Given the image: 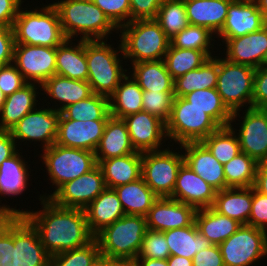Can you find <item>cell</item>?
Returning a JSON list of instances; mask_svg holds the SVG:
<instances>
[{
    "mask_svg": "<svg viewBox=\"0 0 267 266\" xmlns=\"http://www.w3.org/2000/svg\"><path fill=\"white\" fill-rule=\"evenodd\" d=\"M122 119L136 151H158L161 141L167 137L166 123L148 112L133 113Z\"/></svg>",
    "mask_w": 267,
    "mask_h": 266,
    "instance_id": "18",
    "label": "cell"
},
{
    "mask_svg": "<svg viewBox=\"0 0 267 266\" xmlns=\"http://www.w3.org/2000/svg\"><path fill=\"white\" fill-rule=\"evenodd\" d=\"M35 83H27L6 97L0 110V131H10L27 113L36 107L38 92Z\"/></svg>",
    "mask_w": 267,
    "mask_h": 266,
    "instance_id": "30",
    "label": "cell"
},
{
    "mask_svg": "<svg viewBox=\"0 0 267 266\" xmlns=\"http://www.w3.org/2000/svg\"><path fill=\"white\" fill-rule=\"evenodd\" d=\"M106 188L100 166L66 182L49 199L66 208L85 209Z\"/></svg>",
    "mask_w": 267,
    "mask_h": 266,
    "instance_id": "13",
    "label": "cell"
},
{
    "mask_svg": "<svg viewBox=\"0 0 267 266\" xmlns=\"http://www.w3.org/2000/svg\"><path fill=\"white\" fill-rule=\"evenodd\" d=\"M170 256L165 234L148 229L144 235L137 257L167 260Z\"/></svg>",
    "mask_w": 267,
    "mask_h": 266,
    "instance_id": "48",
    "label": "cell"
},
{
    "mask_svg": "<svg viewBox=\"0 0 267 266\" xmlns=\"http://www.w3.org/2000/svg\"><path fill=\"white\" fill-rule=\"evenodd\" d=\"M147 230L145 216L125 214L104 227L94 238L98 242L100 255L118 262H133Z\"/></svg>",
    "mask_w": 267,
    "mask_h": 266,
    "instance_id": "3",
    "label": "cell"
},
{
    "mask_svg": "<svg viewBox=\"0 0 267 266\" xmlns=\"http://www.w3.org/2000/svg\"><path fill=\"white\" fill-rule=\"evenodd\" d=\"M252 206V187H229L217 191L212 208L242 225H248Z\"/></svg>",
    "mask_w": 267,
    "mask_h": 266,
    "instance_id": "28",
    "label": "cell"
},
{
    "mask_svg": "<svg viewBox=\"0 0 267 266\" xmlns=\"http://www.w3.org/2000/svg\"><path fill=\"white\" fill-rule=\"evenodd\" d=\"M129 77L126 75L109 97L110 114L114 118L122 119L127 115L143 111V90L133 77Z\"/></svg>",
    "mask_w": 267,
    "mask_h": 266,
    "instance_id": "36",
    "label": "cell"
},
{
    "mask_svg": "<svg viewBox=\"0 0 267 266\" xmlns=\"http://www.w3.org/2000/svg\"><path fill=\"white\" fill-rule=\"evenodd\" d=\"M168 266H193L192 259L185 258L178 255L170 256L167 259Z\"/></svg>",
    "mask_w": 267,
    "mask_h": 266,
    "instance_id": "62",
    "label": "cell"
},
{
    "mask_svg": "<svg viewBox=\"0 0 267 266\" xmlns=\"http://www.w3.org/2000/svg\"><path fill=\"white\" fill-rule=\"evenodd\" d=\"M218 246L224 266H249L267 254V232L242 225Z\"/></svg>",
    "mask_w": 267,
    "mask_h": 266,
    "instance_id": "11",
    "label": "cell"
},
{
    "mask_svg": "<svg viewBox=\"0 0 267 266\" xmlns=\"http://www.w3.org/2000/svg\"><path fill=\"white\" fill-rule=\"evenodd\" d=\"M218 58L210 57L199 68L174 79V97H184L194 90L216 88Z\"/></svg>",
    "mask_w": 267,
    "mask_h": 266,
    "instance_id": "37",
    "label": "cell"
},
{
    "mask_svg": "<svg viewBox=\"0 0 267 266\" xmlns=\"http://www.w3.org/2000/svg\"><path fill=\"white\" fill-rule=\"evenodd\" d=\"M112 45L103 40H86V61L88 66V80L94 94L110 97L127 70L122 68L118 52ZM125 71V72H124Z\"/></svg>",
    "mask_w": 267,
    "mask_h": 266,
    "instance_id": "6",
    "label": "cell"
},
{
    "mask_svg": "<svg viewBox=\"0 0 267 266\" xmlns=\"http://www.w3.org/2000/svg\"><path fill=\"white\" fill-rule=\"evenodd\" d=\"M196 212L197 209L191 205L170 197H159L145 216L147 228L164 232L188 227L195 222Z\"/></svg>",
    "mask_w": 267,
    "mask_h": 266,
    "instance_id": "15",
    "label": "cell"
},
{
    "mask_svg": "<svg viewBox=\"0 0 267 266\" xmlns=\"http://www.w3.org/2000/svg\"><path fill=\"white\" fill-rule=\"evenodd\" d=\"M234 134L235 130L232 125L220 127L206 137L202 143L222 165H225L241 152L239 139Z\"/></svg>",
    "mask_w": 267,
    "mask_h": 266,
    "instance_id": "43",
    "label": "cell"
},
{
    "mask_svg": "<svg viewBox=\"0 0 267 266\" xmlns=\"http://www.w3.org/2000/svg\"><path fill=\"white\" fill-rule=\"evenodd\" d=\"M164 0H130V22L155 19Z\"/></svg>",
    "mask_w": 267,
    "mask_h": 266,
    "instance_id": "53",
    "label": "cell"
},
{
    "mask_svg": "<svg viewBox=\"0 0 267 266\" xmlns=\"http://www.w3.org/2000/svg\"><path fill=\"white\" fill-rule=\"evenodd\" d=\"M184 148V163L217 191L226 189L224 166L202 142H188Z\"/></svg>",
    "mask_w": 267,
    "mask_h": 266,
    "instance_id": "22",
    "label": "cell"
},
{
    "mask_svg": "<svg viewBox=\"0 0 267 266\" xmlns=\"http://www.w3.org/2000/svg\"><path fill=\"white\" fill-rule=\"evenodd\" d=\"M163 233L171 256L193 259L196 253L213 245L198 232L195 222L188 227L170 229Z\"/></svg>",
    "mask_w": 267,
    "mask_h": 266,
    "instance_id": "35",
    "label": "cell"
},
{
    "mask_svg": "<svg viewBox=\"0 0 267 266\" xmlns=\"http://www.w3.org/2000/svg\"><path fill=\"white\" fill-rule=\"evenodd\" d=\"M42 159L51 182L56 186L51 195L40 196L43 198H50L66 182L89 172L97 165L93 151L64 147L56 143L44 149Z\"/></svg>",
    "mask_w": 267,
    "mask_h": 266,
    "instance_id": "9",
    "label": "cell"
},
{
    "mask_svg": "<svg viewBox=\"0 0 267 266\" xmlns=\"http://www.w3.org/2000/svg\"><path fill=\"white\" fill-rule=\"evenodd\" d=\"M108 120H70L62 114L55 143L64 147L95 152Z\"/></svg>",
    "mask_w": 267,
    "mask_h": 266,
    "instance_id": "16",
    "label": "cell"
},
{
    "mask_svg": "<svg viewBox=\"0 0 267 266\" xmlns=\"http://www.w3.org/2000/svg\"><path fill=\"white\" fill-rule=\"evenodd\" d=\"M92 1L109 17V19L118 28L124 24L130 23V0Z\"/></svg>",
    "mask_w": 267,
    "mask_h": 266,
    "instance_id": "50",
    "label": "cell"
},
{
    "mask_svg": "<svg viewBox=\"0 0 267 266\" xmlns=\"http://www.w3.org/2000/svg\"><path fill=\"white\" fill-rule=\"evenodd\" d=\"M195 224L198 232L213 245H219L242 226L238 221L219 214L212 207L198 209Z\"/></svg>",
    "mask_w": 267,
    "mask_h": 266,
    "instance_id": "31",
    "label": "cell"
},
{
    "mask_svg": "<svg viewBox=\"0 0 267 266\" xmlns=\"http://www.w3.org/2000/svg\"><path fill=\"white\" fill-rule=\"evenodd\" d=\"M184 98L192 106L207 113L220 127L231 125L232 112L223 103L216 88L194 90L185 95Z\"/></svg>",
    "mask_w": 267,
    "mask_h": 266,
    "instance_id": "38",
    "label": "cell"
},
{
    "mask_svg": "<svg viewBox=\"0 0 267 266\" xmlns=\"http://www.w3.org/2000/svg\"><path fill=\"white\" fill-rule=\"evenodd\" d=\"M5 99H6V96L3 94V92L0 89V110L2 108V105H3L4 101H5Z\"/></svg>",
    "mask_w": 267,
    "mask_h": 266,
    "instance_id": "65",
    "label": "cell"
},
{
    "mask_svg": "<svg viewBox=\"0 0 267 266\" xmlns=\"http://www.w3.org/2000/svg\"><path fill=\"white\" fill-rule=\"evenodd\" d=\"M14 246L17 266H49L50 254L38 232L23 215H14Z\"/></svg>",
    "mask_w": 267,
    "mask_h": 266,
    "instance_id": "19",
    "label": "cell"
},
{
    "mask_svg": "<svg viewBox=\"0 0 267 266\" xmlns=\"http://www.w3.org/2000/svg\"><path fill=\"white\" fill-rule=\"evenodd\" d=\"M118 263V261L99 255L91 264V266H116Z\"/></svg>",
    "mask_w": 267,
    "mask_h": 266,
    "instance_id": "63",
    "label": "cell"
},
{
    "mask_svg": "<svg viewBox=\"0 0 267 266\" xmlns=\"http://www.w3.org/2000/svg\"><path fill=\"white\" fill-rule=\"evenodd\" d=\"M220 126L203 110L192 106L184 97H174L169 120L166 122L167 137L180 145L202 142Z\"/></svg>",
    "mask_w": 267,
    "mask_h": 266,
    "instance_id": "7",
    "label": "cell"
},
{
    "mask_svg": "<svg viewBox=\"0 0 267 266\" xmlns=\"http://www.w3.org/2000/svg\"><path fill=\"white\" fill-rule=\"evenodd\" d=\"M22 0H0V25L13 27Z\"/></svg>",
    "mask_w": 267,
    "mask_h": 266,
    "instance_id": "57",
    "label": "cell"
},
{
    "mask_svg": "<svg viewBox=\"0 0 267 266\" xmlns=\"http://www.w3.org/2000/svg\"><path fill=\"white\" fill-rule=\"evenodd\" d=\"M99 255V245L94 238L83 247L51 255L49 266H91Z\"/></svg>",
    "mask_w": 267,
    "mask_h": 266,
    "instance_id": "46",
    "label": "cell"
},
{
    "mask_svg": "<svg viewBox=\"0 0 267 266\" xmlns=\"http://www.w3.org/2000/svg\"><path fill=\"white\" fill-rule=\"evenodd\" d=\"M14 45L13 28L0 25V66L13 63Z\"/></svg>",
    "mask_w": 267,
    "mask_h": 266,
    "instance_id": "55",
    "label": "cell"
},
{
    "mask_svg": "<svg viewBox=\"0 0 267 266\" xmlns=\"http://www.w3.org/2000/svg\"><path fill=\"white\" fill-rule=\"evenodd\" d=\"M13 62L27 83L41 86L55 75L56 47L15 44Z\"/></svg>",
    "mask_w": 267,
    "mask_h": 266,
    "instance_id": "12",
    "label": "cell"
},
{
    "mask_svg": "<svg viewBox=\"0 0 267 266\" xmlns=\"http://www.w3.org/2000/svg\"><path fill=\"white\" fill-rule=\"evenodd\" d=\"M134 80L143 91L174 92V79L164 59L132 63Z\"/></svg>",
    "mask_w": 267,
    "mask_h": 266,
    "instance_id": "32",
    "label": "cell"
},
{
    "mask_svg": "<svg viewBox=\"0 0 267 266\" xmlns=\"http://www.w3.org/2000/svg\"><path fill=\"white\" fill-rule=\"evenodd\" d=\"M155 20L169 39L189 25L184 0H164Z\"/></svg>",
    "mask_w": 267,
    "mask_h": 266,
    "instance_id": "44",
    "label": "cell"
},
{
    "mask_svg": "<svg viewBox=\"0 0 267 266\" xmlns=\"http://www.w3.org/2000/svg\"><path fill=\"white\" fill-rule=\"evenodd\" d=\"M252 108L267 109V67L256 68L254 74Z\"/></svg>",
    "mask_w": 267,
    "mask_h": 266,
    "instance_id": "54",
    "label": "cell"
},
{
    "mask_svg": "<svg viewBox=\"0 0 267 266\" xmlns=\"http://www.w3.org/2000/svg\"><path fill=\"white\" fill-rule=\"evenodd\" d=\"M119 29L124 59L131 58V63L164 59L170 39L155 19L134 20Z\"/></svg>",
    "mask_w": 267,
    "mask_h": 266,
    "instance_id": "4",
    "label": "cell"
},
{
    "mask_svg": "<svg viewBox=\"0 0 267 266\" xmlns=\"http://www.w3.org/2000/svg\"><path fill=\"white\" fill-rule=\"evenodd\" d=\"M267 24L262 12L255 1L233 0L227 12L224 26L217 34L226 42L229 38H236L255 32Z\"/></svg>",
    "mask_w": 267,
    "mask_h": 266,
    "instance_id": "20",
    "label": "cell"
},
{
    "mask_svg": "<svg viewBox=\"0 0 267 266\" xmlns=\"http://www.w3.org/2000/svg\"><path fill=\"white\" fill-rule=\"evenodd\" d=\"M44 92L54 100L60 101L62 106L57 108L60 112L67 106L86 99L93 94L87 81L73 80L59 75L47 79L42 85Z\"/></svg>",
    "mask_w": 267,
    "mask_h": 266,
    "instance_id": "33",
    "label": "cell"
},
{
    "mask_svg": "<svg viewBox=\"0 0 267 266\" xmlns=\"http://www.w3.org/2000/svg\"><path fill=\"white\" fill-rule=\"evenodd\" d=\"M183 163V154L169 149L142 152L141 177L158 197H170Z\"/></svg>",
    "mask_w": 267,
    "mask_h": 266,
    "instance_id": "10",
    "label": "cell"
},
{
    "mask_svg": "<svg viewBox=\"0 0 267 266\" xmlns=\"http://www.w3.org/2000/svg\"><path fill=\"white\" fill-rule=\"evenodd\" d=\"M245 113L237 135L241 152L258 163L267 161V109L248 108Z\"/></svg>",
    "mask_w": 267,
    "mask_h": 266,
    "instance_id": "17",
    "label": "cell"
},
{
    "mask_svg": "<svg viewBox=\"0 0 267 266\" xmlns=\"http://www.w3.org/2000/svg\"><path fill=\"white\" fill-rule=\"evenodd\" d=\"M267 195L257 192L252 186V206L248 225L267 232Z\"/></svg>",
    "mask_w": 267,
    "mask_h": 266,
    "instance_id": "52",
    "label": "cell"
},
{
    "mask_svg": "<svg viewBox=\"0 0 267 266\" xmlns=\"http://www.w3.org/2000/svg\"><path fill=\"white\" fill-rule=\"evenodd\" d=\"M12 28L15 44L57 47L66 39L58 11L52 4L41 10L19 9Z\"/></svg>",
    "mask_w": 267,
    "mask_h": 266,
    "instance_id": "5",
    "label": "cell"
},
{
    "mask_svg": "<svg viewBox=\"0 0 267 266\" xmlns=\"http://www.w3.org/2000/svg\"><path fill=\"white\" fill-rule=\"evenodd\" d=\"M116 266H135L132 262H119Z\"/></svg>",
    "mask_w": 267,
    "mask_h": 266,
    "instance_id": "66",
    "label": "cell"
},
{
    "mask_svg": "<svg viewBox=\"0 0 267 266\" xmlns=\"http://www.w3.org/2000/svg\"><path fill=\"white\" fill-rule=\"evenodd\" d=\"M126 215L146 216L159 198L144 182L143 178L113 188Z\"/></svg>",
    "mask_w": 267,
    "mask_h": 266,
    "instance_id": "34",
    "label": "cell"
},
{
    "mask_svg": "<svg viewBox=\"0 0 267 266\" xmlns=\"http://www.w3.org/2000/svg\"><path fill=\"white\" fill-rule=\"evenodd\" d=\"M193 266H224L223 257L218 245L201 250L192 259Z\"/></svg>",
    "mask_w": 267,
    "mask_h": 266,
    "instance_id": "56",
    "label": "cell"
},
{
    "mask_svg": "<svg viewBox=\"0 0 267 266\" xmlns=\"http://www.w3.org/2000/svg\"><path fill=\"white\" fill-rule=\"evenodd\" d=\"M52 5L58 11L67 39L79 33L82 40H103L119 29L92 0H61Z\"/></svg>",
    "mask_w": 267,
    "mask_h": 266,
    "instance_id": "2",
    "label": "cell"
},
{
    "mask_svg": "<svg viewBox=\"0 0 267 266\" xmlns=\"http://www.w3.org/2000/svg\"><path fill=\"white\" fill-rule=\"evenodd\" d=\"M27 169L25 161L18 152L4 160L0 166V195H21L28 184Z\"/></svg>",
    "mask_w": 267,
    "mask_h": 266,
    "instance_id": "39",
    "label": "cell"
},
{
    "mask_svg": "<svg viewBox=\"0 0 267 266\" xmlns=\"http://www.w3.org/2000/svg\"><path fill=\"white\" fill-rule=\"evenodd\" d=\"M210 56L204 52L193 49H181L169 45L164 62L173 79L202 66Z\"/></svg>",
    "mask_w": 267,
    "mask_h": 266,
    "instance_id": "41",
    "label": "cell"
},
{
    "mask_svg": "<svg viewBox=\"0 0 267 266\" xmlns=\"http://www.w3.org/2000/svg\"><path fill=\"white\" fill-rule=\"evenodd\" d=\"M258 5V9L262 12L263 17L267 21V0H255Z\"/></svg>",
    "mask_w": 267,
    "mask_h": 266,
    "instance_id": "64",
    "label": "cell"
},
{
    "mask_svg": "<svg viewBox=\"0 0 267 266\" xmlns=\"http://www.w3.org/2000/svg\"><path fill=\"white\" fill-rule=\"evenodd\" d=\"M258 162L246 153L240 152L224 166L226 188L252 187L258 168Z\"/></svg>",
    "mask_w": 267,
    "mask_h": 266,
    "instance_id": "42",
    "label": "cell"
},
{
    "mask_svg": "<svg viewBox=\"0 0 267 266\" xmlns=\"http://www.w3.org/2000/svg\"><path fill=\"white\" fill-rule=\"evenodd\" d=\"M0 266H17L14 246V216L0 225Z\"/></svg>",
    "mask_w": 267,
    "mask_h": 266,
    "instance_id": "49",
    "label": "cell"
},
{
    "mask_svg": "<svg viewBox=\"0 0 267 266\" xmlns=\"http://www.w3.org/2000/svg\"><path fill=\"white\" fill-rule=\"evenodd\" d=\"M261 66L267 67V50H266L265 55L263 57V61H262Z\"/></svg>",
    "mask_w": 267,
    "mask_h": 266,
    "instance_id": "67",
    "label": "cell"
},
{
    "mask_svg": "<svg viewBox=\"0 0 267 266\" xmlns=\"http://www.w3.org/2000/svg\"><path fill=\"white\" fill-rule=\"evenodd\" d=\"M17 142L13 139L10 131H0V166L17 152Z\"/></svg>",
    "mask_w": 267,
    "mask_h": 266,
    "instance_id": "58",
    "label": "cell"
},
{
    "mask_svg": "<svg viewBox=\"0 0 267 266\" xmlns=\"http://www.w3.org/2000/svg\"><path fill=\"white\" fill-rule=\"evenodd\" d=\"M217 190L183 163L178 171L173 194L170 198L198 209L212 207Z\"/></svg>",
    "mask_w": 267,
    "mask_h": 266,
    "instance_id": "21",
    "label": "cell"
},
{
    "mask_svg": "<svg viewBox=\"0 0 267 266\" xmlns=\"http://www.w3.org/2000/svg\"><path fill=\"white\" fill-rule=\"evenodd\" d=\"M61 114L70 120H108L111 117L109 98L93 93L90 97L65 107Z\"/></svg>",
    "mask_w": 267,
    "mask_h": 266,
    "instance_id": "40",
    "label": "cell"
},
{
    "mask_svg": "<svg viewBox=\"0 0 267 266\" xmlns=\"http://www.w3.org/2000/svg\"><path fill=\"white\" fill-rule=\"evenodd\" d=\"M84 210L88 228L94 236L125 215L117 193L110 188H105Z\"/></svg>",
    "mask_w": 267,
    "mask_h": 266,
    "instance_id": "25",
    "label": "cell"
},
{
    "mask_svg": "<svg viewBox=\"0 0 267 266\" xmlns=\"http://www.w3.org/2000/svg\"><path fill=\"white\" fill-rule=\"evenodd\" d=\"M253 187L257 192L267 195V161L258 164Z\"/></svg>",
    "mask_w": 267,
    "mask_h": 266,
    "instance_id": "59",
    "label": "cell"
},
{
    "mask_svg": "<svg viewBox=\"0 0 267 266\" xmlns=\"http://www.w3.org/2000/svg\"><path fill=\"white\" fill-rule=\"evenodd\" d=\"M100 166L106 188L134 182L141 178L142 152L101 160Z\"/></svg>",
    "mask_w": 267,
    "mask_h": 266,
    "instance_id": "27",
    "label": "cell"
},
{
    "mask_svg": "<svg viewBox=\"0 0 267 266\" xmlns=\"http://www.w3.org/2000/svg\"><path fill=\"white\" fill-rule=\"evenodd\" d=\"M26 84L27 82L13 63L0 66V89L6 97Z\"/></svg>",
    "mask_w": 267,
    "mask_h": 266,
    "instance_id": "51",
    "label": "cell"
},
{
    "mask_svg": "<svg viewBox=\"0 0 267 266\" xmlns=\"http://www.w3.org/2000/svg\"><path fill=\"white\" fill-rule=\"evenodd\" d=\"M233 0H184L189 24L219 33L225 24L228 7Z\"/></svg>",
    "mask_w": 267,
    "mask_h": 266,
    "instance_id": "24",
    "label": "cell"
},
{
    "mask_svg": "<svg viewBox=\"0 0 267 266\" xmlns=\"http://www.w3.org/2000/svg\"><path fill=\"white\" fill-rule=\"evenodd\" d=\"M136 152L132 146L126 123L123 119L111 116L105 125L103 136L94 152L97 164L101 160Z\"/></svg>",
    "mask_w": 267,
    "mask_h": 266,
    "instance_id": "26",
    "label": "cell"
},
{
    "mask_svg": "<svg viewBox=\"0 0 267 266\" xmlns=\"http://www.w3.org/2000/svg\"><path fill=\"white\" fill-rule=\"evenodd\" d=\"M61 112L56 108L35 109L27 113L11 130L14 140L41 141L43 150L55 144ZM24 139V140H23Z\"/></svg>",
    "mask_w": 267,
    "mask_h": 266,
    "instance_id": "14",
    "label": "cell"
},
{
    "mask_svg": "<svg viewBox=\"0 0 267 266\" xmlns=\"http://www.w3.org/2000/svg\"><path fill=\"white\" fill-rule=\"evenodd\" d=\"M212 35L213 33L205 27L189 24L170 39V45L181 49L204 51L212 57L209 51L212 45L210 43L212 41Z\"/></svg>",
    "mask_w": 267,
    "mask_h": 266,
    "instance_id": "45",
    "label": "cell"
},
{
    "mask_svg": "<svg viewBox=\"0 0 267 266\" xmlns=\"http://www.w3.org/2000/svg\"><path fill=\"white\" fill-rule=\"evenodd\" d=\"M225 44L228 61L259 68L267 50V24L247 35L229 38Z\"/></svg>",
    "mask_w": 267,
    "mask_h": 266,
    "instance_id": "23",
    "label": "cell"
},
{
    "mask_svg": "<svg viewBox=\"0 0 267 266\" xmlns=\"http://www.w3.org/2000/svg\"><path fill=\"white\" fill-rule=\"evenodd\" d=\"M14 215H22V210L0 205V225L4 224Z\"/></svg>",
    "mask_w": 267,
    "mask_h": 266,
    "instance_id": "61",
    "label": "cell"
},
{
    "mask_svg": "<svg viewBox=\"0 0 267 266\" xmlns=\"http://www.w3.org/2000/svg\"><path fill=\"white\" fill-rule=\"evenodd\" d=\"M173 99L174 92L143 91V111L157 116L166 123L170 118Z\"/></svg>",
    "mask_w": 267,
    "mask_h": 266,
    "instance_id": "47",
    "label": "cell"
},
{
    "mask_svg": "<svg viewBox=\"0 0 267 266\" xmlns=\"http://www.w3.org/2000/svg\"><path fill=\"white\" fill-rule=\"evenodd\" d=\"M256 69L218 58V80L216 90L223 103L232 112L231 123L237 118L240 107L248 103L252 108L254 74Z\"/></svg>",
    "mask_w": 267,
    "mask_h": 266,
    "instance_id": "8",
    "label": "cell"
},
{
    "mask_svg": "<svg viewBox=\"0 0 267 266\" xmlns=\"http://www.w3.org/2000/svg\"><path fill=\"white\" fill-rule=\"evenodd\" d=\"M40 200L43 210L22 211V215L36 229L50 255L83 247L94 239L85 210L61 207L49 198L40 197Z\"/></svg>",
    "mask_w": 267,
    "mask_h": 266,
    "instance_id": "1",
    "label": "cell"
},
{
    "mask_svg": "<svg viewBox=\"0 0 267 266\" xmlns=\"http://www.w3.org/2000/svg\"><path fill=\"white\" fill-rule=\"evenodd\" d=\"M71 39H65L56 47V75L73 80H88L86 61V40L80 39L78 45L70 46ZM69 45V47H68Z\"/></svg>",
    "mask_w": 267,
    "mask_h": 266,
    "instance_id": "29",
    "label": "cell"
},
{
    "mask_svg": "<svg viewBox=\"0 0 267 266\" xmlns=\"http://www.w3.org/2000/svg\"><path fill=\"white\" fill-rule=\"evenodd\" d=\"M135 266H168L167 260L163 259H149L136 257V259L132 262Z\"/></svg>",
    "mask_w": 267,
    "mask_h": 266,
    "instance_id": "60",
    "label": "cell"
}]
</instances>
